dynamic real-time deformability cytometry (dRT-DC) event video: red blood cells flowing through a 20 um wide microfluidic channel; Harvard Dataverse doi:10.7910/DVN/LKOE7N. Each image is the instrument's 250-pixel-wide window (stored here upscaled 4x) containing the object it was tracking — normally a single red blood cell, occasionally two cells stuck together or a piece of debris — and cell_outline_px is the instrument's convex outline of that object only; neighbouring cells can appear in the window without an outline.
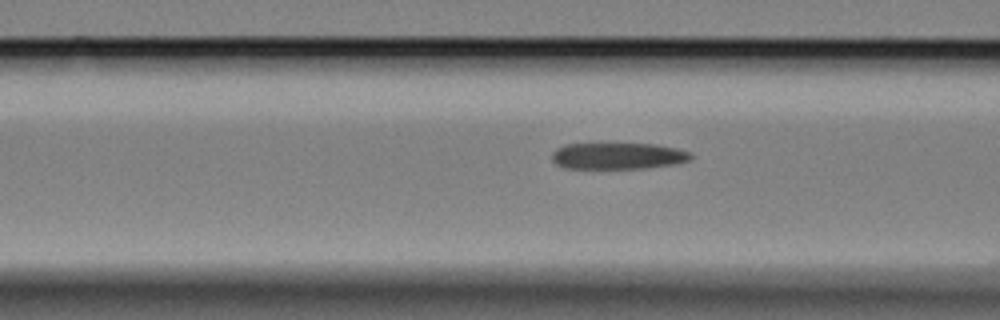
{"species": "Egyptian fruit bat (a non-hibernating species)", "species_latin": "Rousettus aegyptiacus", "temperature_condition": "cold", "stored_images_in_passage": 6, "camera_frame_rate_fps": 3000, "um_per_image_px": 0.085, "animal": {"sex": "female"}, "frame": {"image": 1, "passage_image": 3, "time_ms": 0.667, "image_size_px": [1000, 320], "cell_outline_px": [[692, 160], [680, 164], [648, 168], [564, 168], [556, 164], [552, 160], [552, 152], [556, 148], [564, 144], [656, 144], [676, 148], [692, 152]], "centroid_in_image_um": [52.58, 13.26], "position_along_channel_um": 114.0, "area_um2": 21.73}}